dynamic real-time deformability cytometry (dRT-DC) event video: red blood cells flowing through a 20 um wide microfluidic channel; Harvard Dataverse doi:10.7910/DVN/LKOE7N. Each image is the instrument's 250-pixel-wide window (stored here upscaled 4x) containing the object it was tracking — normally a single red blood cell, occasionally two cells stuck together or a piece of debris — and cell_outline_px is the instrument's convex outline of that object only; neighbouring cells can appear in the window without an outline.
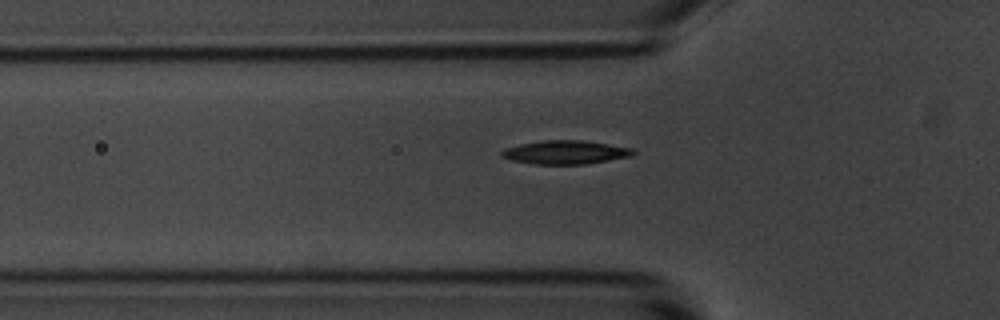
{"species": "common noctule bat (a hibernating species)", "species_latin": "Nyctalus noctula", "temperature_condition": "room temperature", "stored_images_in_passage": 40, "camera_frame_rate_fps": 3000, "um_per_image_px": 0.085, "animal": {"sex": "male", "body_mass_g": 20.1, "forearm_length_mm": 53.5}, "frame": {"image": 1, "passage_image": 10, "time_ms": 3.0, "image_size_px": [1000, 320], "cell_outline_px": [[632, 152], [620, 156], [600, 160], [576, 164], [548, 164], [520, 160], [504, 156], [504, 152], [528, 144], [600, 144], [620, 148]], "centroid_in_image_um": [48.0, 13.03], "position_along_channel_um": 77.8, "area_um2": 13.81}}
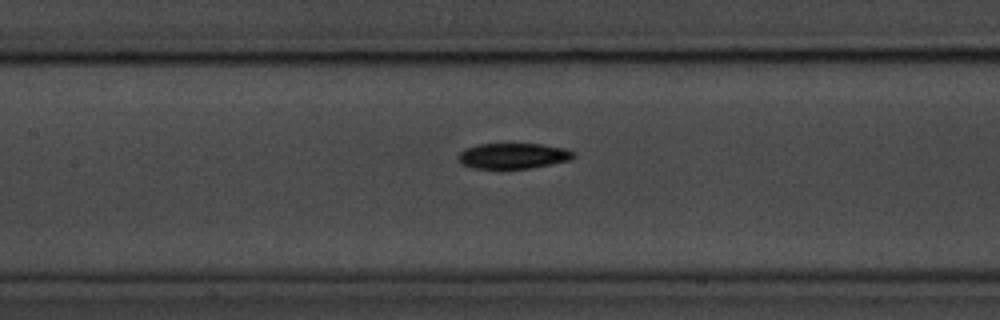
{"frame": {"image": 2, "passage_image": 17, "time_ms": 5.333, "image_size_px": [1000, 320], "cell_outline_px": [[572, 156], [560, 160], [544, 164], [520, 168], [488, 168], [468, 164], [460, 156], [464, 152], [472, 148], [488, 144], [532, 144], [556, 148], [568, 152]], "centroid_in_image_um": [43.57, 13.23], "position_along_channel_um": 163.8, "area_um2": 14.74}}
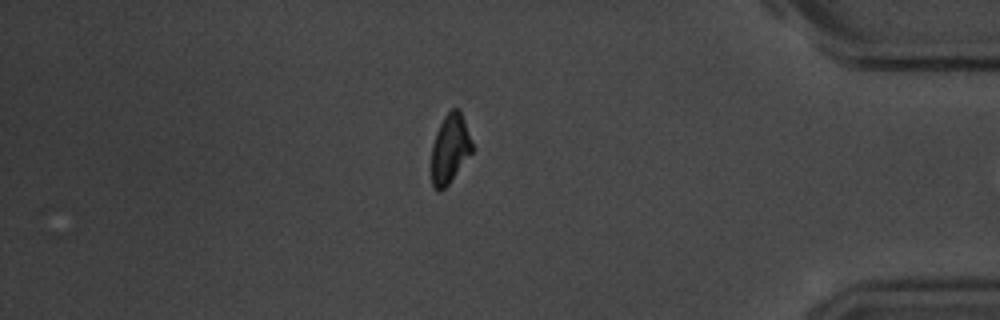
{"frame": {"image": 3, "passage_image": 39, "time_ms": 12.667, "image_size_px": [1000, 320], "cell_outline_px": [[472, 152], [452, 176], [440, 188], [436, 188], [432, 180], [432, 152], [436, 136], [444, 120], [456, 108], [460, 116], [472, 144]], "centroid_in_image_um": [38.24, 12.67], "position_along_channel_um": 397.0, "area_um2": 14.28}}